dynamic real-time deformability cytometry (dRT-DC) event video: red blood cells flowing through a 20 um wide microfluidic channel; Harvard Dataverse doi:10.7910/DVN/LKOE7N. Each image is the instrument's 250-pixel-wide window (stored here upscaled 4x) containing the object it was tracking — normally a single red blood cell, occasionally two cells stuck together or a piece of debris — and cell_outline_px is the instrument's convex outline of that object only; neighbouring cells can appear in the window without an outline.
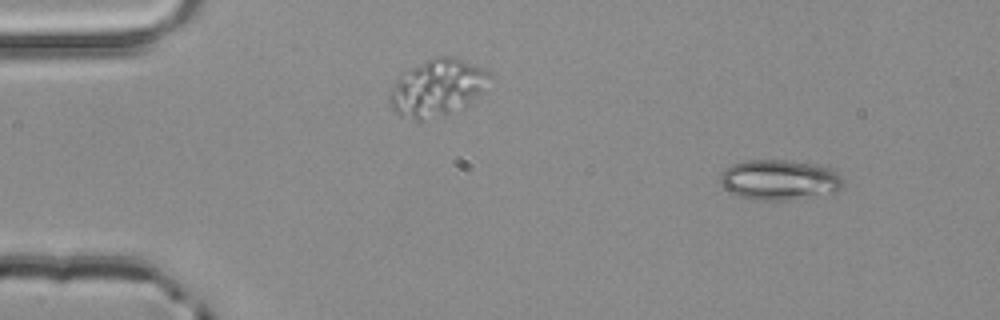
{"species": "common noctule bat (a hibernating species)", "species_latin": "Nyctalus noctula", "temperature_condition": "room temperature", "stored_images_in_passage": 3, "camera_frame_rate_fps": 3000, "um_per_image_px": 0.085, "animal": {"sex": "male", "body_mass_g": 20.4}, "frame": {"image": 1, "passage_image": 3, "time_ms": 0.667, "image_size_px": [1000, 320], "cell_outline_px": [[844, 184], [836, 192], [788, 200], [756, 200], [740, 196], [724, 188], [720, 184], [720, 172], [724, 168], [732, 164], [744, 160], [788, 160], [828, 168], [836, 172], [844, 180]], "centroid_in_image_um": [66.21, 15.29], "position_along_channel_um": 18.8, "area_um2": 28.73}}